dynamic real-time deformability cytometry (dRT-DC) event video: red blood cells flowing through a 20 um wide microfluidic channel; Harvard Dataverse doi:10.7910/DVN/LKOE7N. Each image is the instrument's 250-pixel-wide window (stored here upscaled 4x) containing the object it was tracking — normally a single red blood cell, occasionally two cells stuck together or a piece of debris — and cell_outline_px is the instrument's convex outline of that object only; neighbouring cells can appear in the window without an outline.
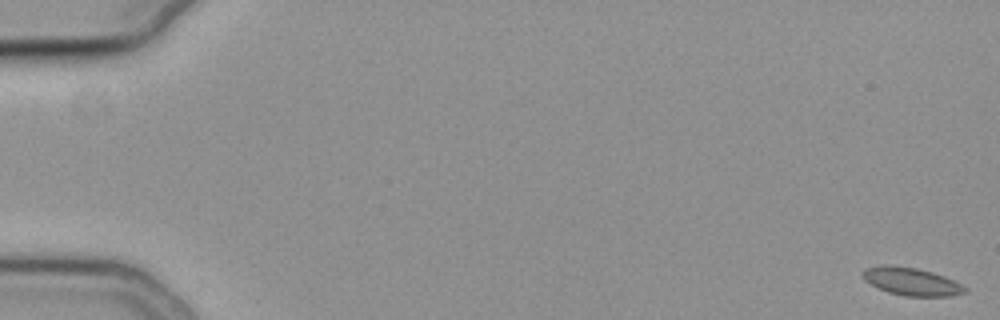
{"species": "common noctule bat (a hibernating species)", "species_latin": "Nyctalus noctula", "temperature_condition": "cold", "stored_images_in_passage": 20, "camera_frame_rate_fps": 3000, "um_per_image_px": 0.085, "animal": {"sex": "female", "body_mass_g": 19.3, "forearm_length_mm": 54.1}, "frame": {"image": 1, "passage_image": 1, "time_ms": 0.0, "image_size_px": [1000, 320], "cell_outline_px": [[968, 288], [964, 292], [952, 296], [904, 296], [888, 292], [864, 280], [860, 276], [860, 272], [864, 268], [880, 264], [892, 264], [916, 268], [932, 272], [944, 276]], "centroid_in_image_um": [77.4, 23.9], "position_along_channel_um": 7.6, "area_um2": 16.7}}
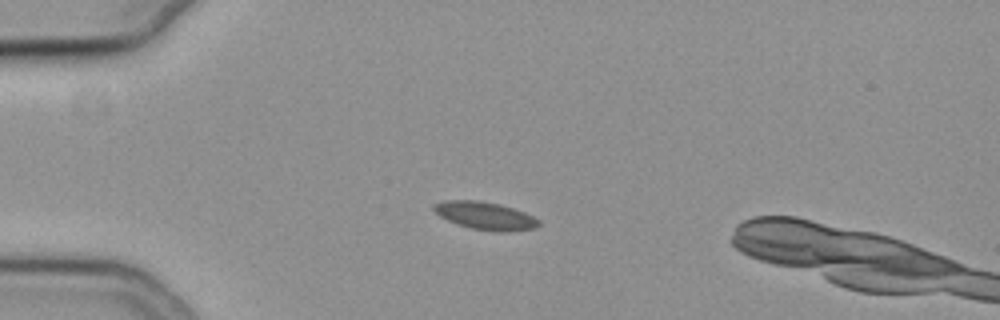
{"frame": {"image": 2, "passage_image": 16, "time_ms": 5.0, "image_size_px": [1000, 320], "cell_outline_px": [[540, 224], [536, 228], [508, 232], [500, 232], [472, 228], [448, 220], [440, 216], [432, 208], [432, 204], [444, 200], [476, 200], [500, 204], [524, 212], [540, 220]], "centroid_in_image_um": [41.25, 18.33], "position_along_channel_um": 43.7, "area_um2": 16.88}}